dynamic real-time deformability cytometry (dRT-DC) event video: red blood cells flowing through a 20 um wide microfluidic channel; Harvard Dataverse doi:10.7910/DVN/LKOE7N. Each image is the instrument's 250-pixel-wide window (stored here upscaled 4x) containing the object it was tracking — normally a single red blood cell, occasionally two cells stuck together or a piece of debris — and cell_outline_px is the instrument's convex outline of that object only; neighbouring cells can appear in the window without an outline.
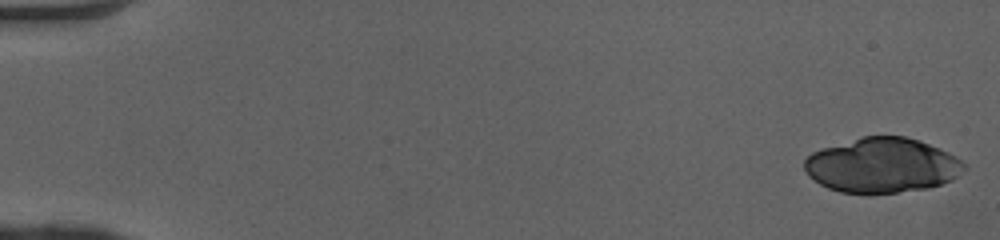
{"species": "human", "species_latin": "Homo sapiens", "temperature_condition": "cold", "stored_images_in_passage": 20, "camera_frame_rate_fps": 3000, "um_per_image_px": 0.085, "donor": {"sex": "female"}, "frame": {"image": 1, "passage_image": 1, "time_ms": 0.0, "image_size_px": [1000, 240], "cell_outline_px": [[968, 168], [952, 180], [928, 188], [896, 192], [840, 192], [828, 188], [820, 184], [808, 176], [804, 168], [804, 160], [812, 152], [824, 148], [864, 136], [904, 136], [920, 140], [940, 148], [956, 156], [968, 164]], "centroid_in_image_um": [75.02, 14.04], "position_along_channel_um": 10.0, "area_um2": 50.86}}
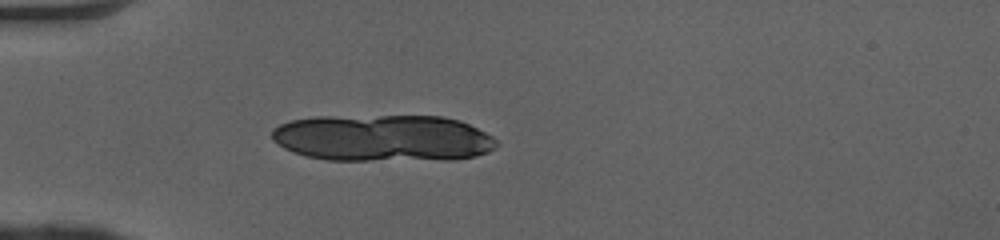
{"frame": {"image": 2, "passage_image": 15, "time_ms": 4.667, "image_size_px": [1000, 240], "cell_outline_px": [[500, 144], [496, 148], [488, 152], [476, 156], [456, 160], [328, 160], [308, 156], [292, 152], [284, 148], [272, 140], [272, 128], [280, 124], [292, 120], [316, 116], [444, 116], [460, 120], [492, 136]], "centroid_in_image_um": [32.57, 11.74], "position_along_channel_um": 52.4, "area_um2": 61.9}}